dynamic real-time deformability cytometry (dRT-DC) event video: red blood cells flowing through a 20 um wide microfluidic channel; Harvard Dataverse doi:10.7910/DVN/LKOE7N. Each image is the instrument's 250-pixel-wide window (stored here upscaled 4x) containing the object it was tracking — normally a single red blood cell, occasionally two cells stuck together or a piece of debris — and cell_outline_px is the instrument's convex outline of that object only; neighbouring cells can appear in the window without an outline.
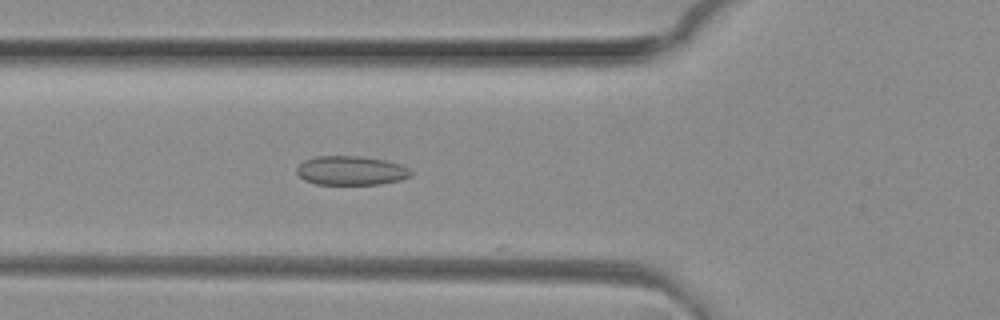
{"species": "common noctule bat (a hibernating species)", "species_latin": "Nyctalus noctula", "temperature_condition": "room temperature", "stored_images_in_passage": 38, "segment_of_instrument_passage": [1, 2], "camera_frame_rate_fps": 3000, "um_per_image_px": 0.085, "animal": {"sex": "female", "body_mass_g": 29.2, "forearm_length_mm": 56.3}, "frame": {"image": 1, "passage_image": 5, "time_ms": 1.333, "image_size_px": [1000, 320], "cell_outline_px": [[404, 176], [392, 180], [372, 184], [324, 184], [308, 180], [300, 176], [300, 172], [312, 160], [336, 156], [376, 160], [388, 164]], "centroid_in_image_um": [29.64, 14.55], "position_along_channel_um": 96.2, "area_um2": 15.72}}
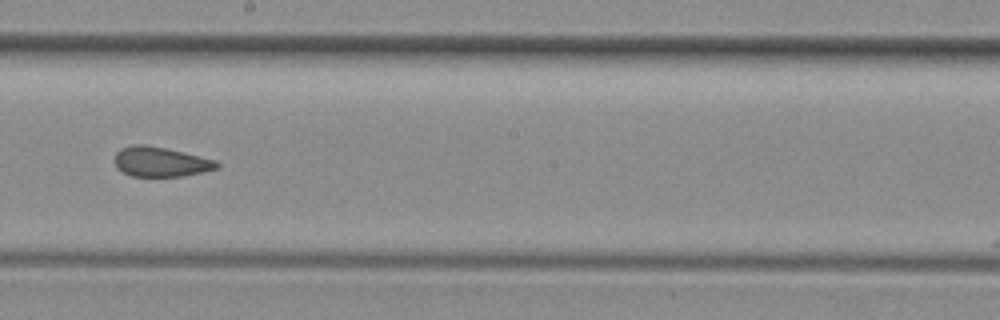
{"frame": {"image": 2, "passage_image": 15, "time_ms": 4.667, "image_size_px": [1000, 320], "cell_outline_px": [[216, 164], [212, 168], [172, 176], [136, 176], [124, 172], [116, 164], [116, 156], [124, 148], [156, 148], [176, 152], [208, 160]], "centroid_in_image_um": [13.52, 13.81], "position_along_channel_um": 234.7, "area_um2": 14.97}}
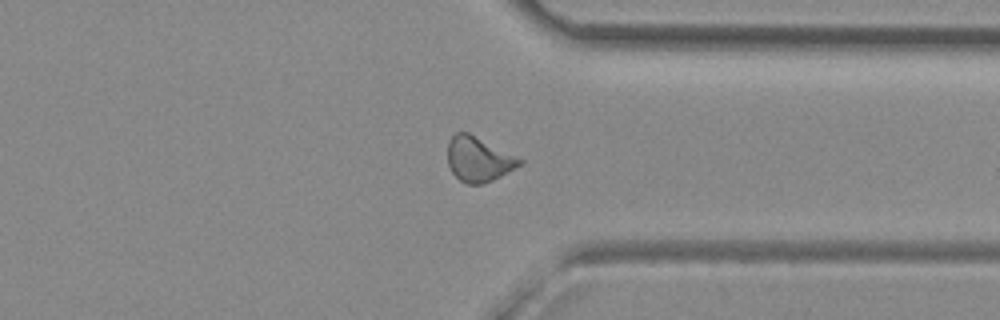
{"frame": {"image": 3, "passage_image": 25, "time_ms": 8.0, "image_size_px": [1000, 320], "cell_outline_px": [[520, 164], [488, 180], [476, 184], [472, 184], [456, 176], [448, 160], [448, 148], [452, 140], [460, 132], [464, 132], [520, 160]], "centroid_in_image_um": [40.6, 13.55], "position_along_channel_um": 370.8, "area_um2": 16.47}}